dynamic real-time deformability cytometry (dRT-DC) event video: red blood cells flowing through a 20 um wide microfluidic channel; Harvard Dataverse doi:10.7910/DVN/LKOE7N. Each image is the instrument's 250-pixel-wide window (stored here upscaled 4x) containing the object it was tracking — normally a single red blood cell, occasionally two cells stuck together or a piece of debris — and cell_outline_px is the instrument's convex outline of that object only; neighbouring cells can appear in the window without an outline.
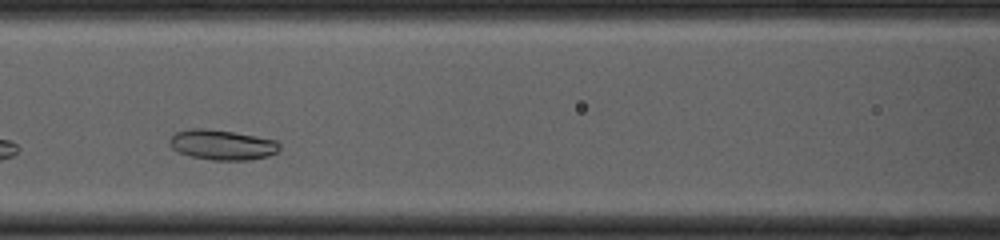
{"species": "common noctule bat (a hibernating species)", "species_latin": "Nyctalus noctula", "temperature_condition": "cold", "stored_images_in_passage": 28, "camera_frame_rate_fps": 3000, "um_per_image_px": 0.085, "animal": {"sex": "female", "body_mass_g": 23.0, "forearm_length_mm": 53.4}, "frame": {"image": 1, "passage_image": 9, "time_ms": 2.667, "image_size_px": [1000, 240], "cell_outline_px": [[280, 148], [276, 152], [268, 156], [248, 160], [212, 160], [192, 156], [180, 152], [172, 148], [168, 144], [168, 140], [176, 132], [192, 128], [204, 128], [232, 132], [256, 136], [276, 140], [280, 144]], "centroid_in_image_um": [18.88, 12.31], "position_along_channel_um": 147.7, "area_um2": 19.19}}